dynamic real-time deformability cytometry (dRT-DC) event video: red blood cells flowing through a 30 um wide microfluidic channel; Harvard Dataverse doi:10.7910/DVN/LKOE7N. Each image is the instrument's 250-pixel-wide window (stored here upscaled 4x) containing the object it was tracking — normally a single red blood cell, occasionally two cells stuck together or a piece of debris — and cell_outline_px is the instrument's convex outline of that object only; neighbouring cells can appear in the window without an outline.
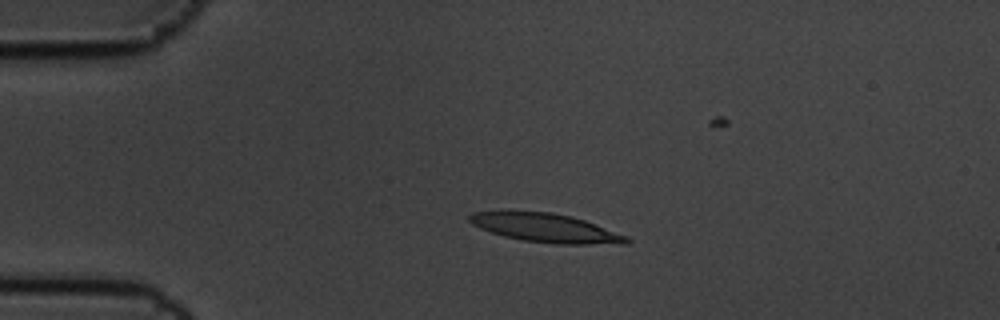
{"species": "common noctule bat (a hibernating species)", "species_latin": "Nyctalus noctula", "temperature_condition": "cold", "stored_images_in_passage": 6, "camera_frame_rate_fps": 3000, "um_per_image_px": 0.085, "animal": {"sex": "male", "body_mass_g": 19.5, "forearm_length_mm": 54.6}, "frame": {"image": 1, "passage_image": 4, "time_ms": 1.0, "image_size_px": [1000, 320], "cell_outline_px": [[632, 240], [628, 244], [552, 244], [524, 240], [504, 236], [480, 228], [472, 224], [468, 220], [468, 216], [472, 212], [500, 208], [552, 212], [572, 216], [596, 224], [628, 236]], "centroid_in_image_um": [46.32, 19.33], "position_along_channel_um": 38.7, "area_um2": 27.34}}